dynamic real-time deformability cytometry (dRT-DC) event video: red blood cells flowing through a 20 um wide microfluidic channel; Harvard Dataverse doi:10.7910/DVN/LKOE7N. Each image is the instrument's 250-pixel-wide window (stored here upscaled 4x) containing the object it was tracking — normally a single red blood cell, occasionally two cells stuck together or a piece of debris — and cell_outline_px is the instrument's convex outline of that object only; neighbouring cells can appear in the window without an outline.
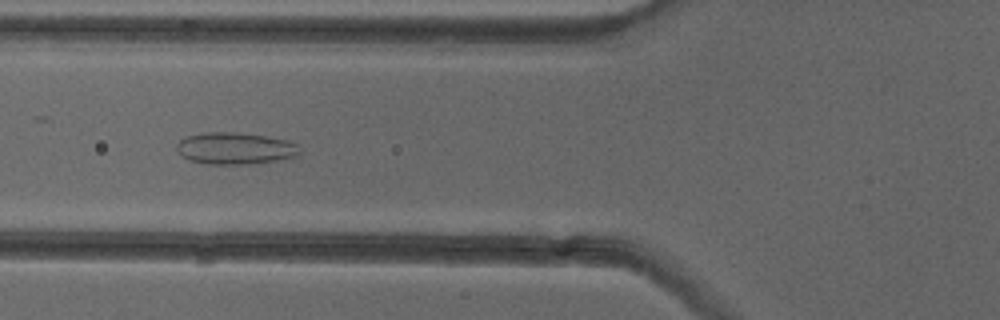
{"species": "common noctule bat (a hibernating species)", "species_latin": "Nyctalus noctula", "temperature_condition": "cold", "stored_images_in_passage": 44, "camera_frame_rate_fps": 3000, "um_per_image_px": 0.085, "animal": {"sex": "female"}, "frame": {"image": 1, "passage_image": 16, "time_ms": 5.0, "image_size_px": [1000, 320], "cell_outline_px": [[300, 156], [276, 160], [248, 164], [204, 164], [188, 160], [180, 156], [176, 148], [176, 144], [184, 136], [204, 132], [236, 132], [264, 136], [288, 140], [296, 144], [300, 152]], "centroid_in_image_um": [19.93, 12.61], "position_along_channel_um": 105.9, "area_um2": 23.06}}
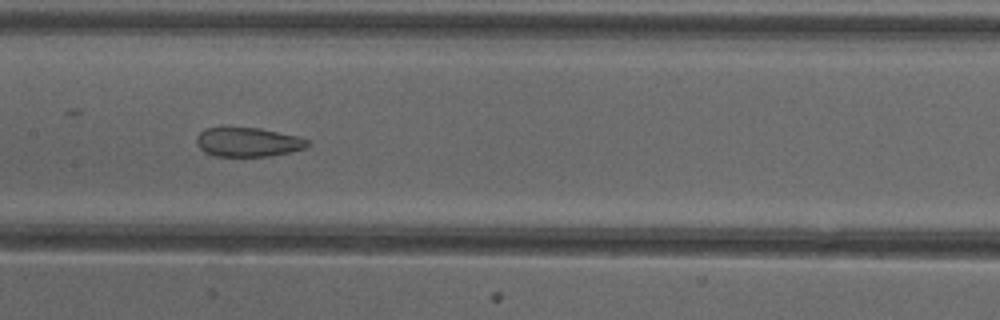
{"frame": {"image": 2, "passage_image": 22, "time_ms": 7.0, "image_size_px": [1000, 320], "cell_outline_px": [[312, 144], [304, 148], [272, 156], [212, 156], [204, 152], [196, 144], [196, 136], [204, 128], [220, 124], [260, 128], [300, 136], [312, 140]], "centroid_in_image_um": [21.04, 12.03], "position_along_channel_um": 186.4, "area_um2": 19.94}}
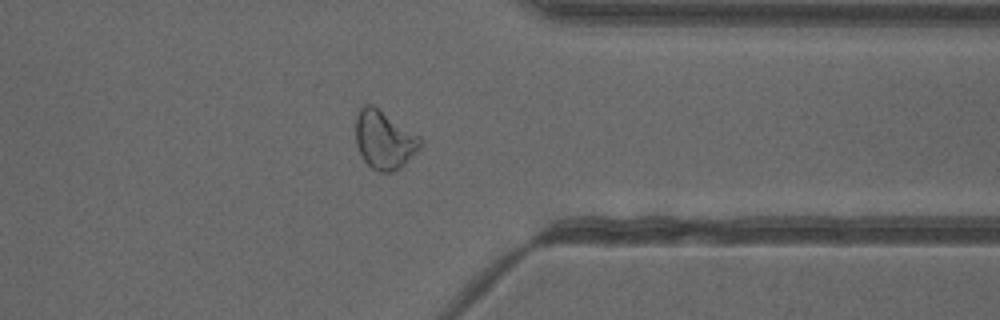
{"frame": {"image": 3, "passage_image": 37, "time_ms": 12.0, "image_size_px": [1000, 320], "cell_outline_px": [[420, 144], [404, 164], [400, 168], [392, 172], [380, 172], [372, 168], [364, 160], [356, 144], [356, 116], [360, 108], [364, 104], [372, 104], [420, 136]], "centroid_in_image_um": [32.61, 11.87], "position_along_channel_um": 378.8, "area_um2": 21.5}}